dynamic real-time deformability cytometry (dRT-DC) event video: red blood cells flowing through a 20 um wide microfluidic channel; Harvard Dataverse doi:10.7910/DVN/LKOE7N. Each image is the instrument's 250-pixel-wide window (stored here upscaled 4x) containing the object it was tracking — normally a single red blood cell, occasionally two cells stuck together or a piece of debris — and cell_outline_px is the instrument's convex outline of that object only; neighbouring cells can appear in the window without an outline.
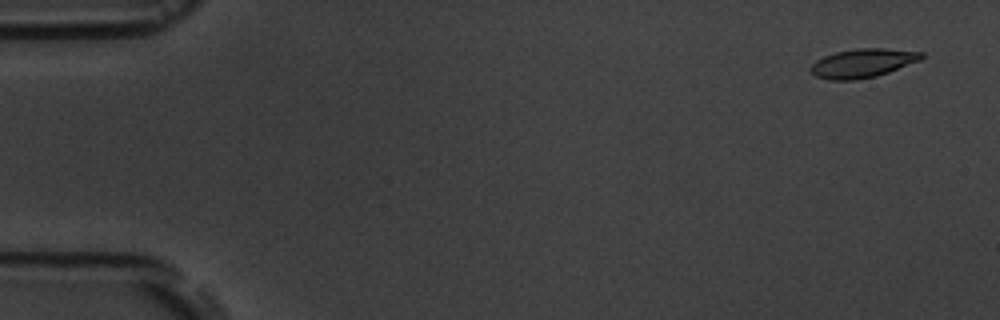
{"species": "common noctule bat (a hibernating species)", "species_latin": "Nyctalus noctula", "temperature_condition": "room temperature", "stored_images_in_passage": 5, "camera_frame_rate_fps": 3000, "um_per_image_px": 0.085, "animal": {"sex": "male", "body_mass_g": 19.5, "forearm_length_mm": 54.6}, "frame": {"image": 1, "passage_image": 1, "time_ms": 0.0, "image_size_px": [1000, 320], "cell_outline_px": [[924, 56], [920, 60], [888, 72], [876, 76], [856, 80], [828, 80], [816, 76], [808, 68], [816, 60], [824, 56], [836, 52], [856, 48], [884, 48], [924, 52]], "centroid_in_image_um": [73.31, 5.36], "position_along_channel_um": 11.7, "area_um2": 18.61}}
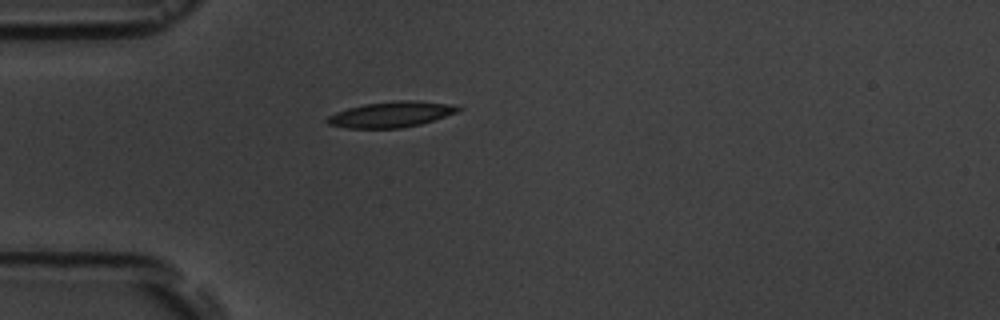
{"frame": {"image": 2, "passage_image": 5, "time_ms": 4.333, "image_size_px": [1000, 320], "cell_outline_px": [[464, 108], [456, 112], [420, 124], [400, 128], [348, 128], [328, 124], [324, 120], [328, 116], [336, 112], [348, 108], [364, 104], [400, 100], [412, 100], [452, 104]], "centroid_in_image_um": [33.22, 9.72], "position_along_channel_um": 51.8, "area_um2": 19.42}}